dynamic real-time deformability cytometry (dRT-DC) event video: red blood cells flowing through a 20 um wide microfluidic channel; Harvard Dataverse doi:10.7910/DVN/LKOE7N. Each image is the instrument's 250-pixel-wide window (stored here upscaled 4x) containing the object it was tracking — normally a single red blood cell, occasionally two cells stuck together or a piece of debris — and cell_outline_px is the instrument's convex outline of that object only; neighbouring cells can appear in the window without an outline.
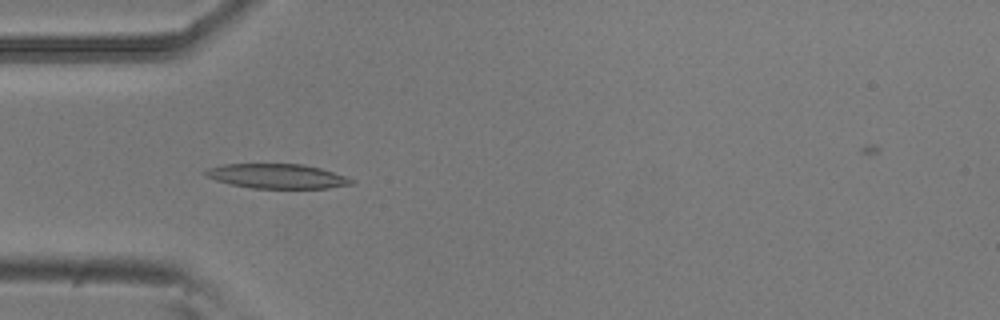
{"species": "common noctule bat (a hibernating species)", "species_latin": "Nyctalus noctula", "temperature_condition": "room temperature", "stored_images_in_passage": 2, "camera_frame_rate_fps": 3000, "um_per_image_px": 0.085, "animal": {"sex": "male", "body_mass_g": 20.5, "forearm_length_mm": 52.5}, "frame": {"image": 1, "passage_image": 2, "time_ms": 0.333, "image_size_px": [1000, 320], "cell_outline_px": [[356, 184], [328, 188], [252, 188], [232, 184], [216, 180], [208, 176], [204, 172], [208, 168], [224, 164], [304, 164], [320, 168], [356, 180]], "centroid_in_image_um": [23.61, 14.97], "position_along_channel_um": 61.4, "area_um2": 20.75}}